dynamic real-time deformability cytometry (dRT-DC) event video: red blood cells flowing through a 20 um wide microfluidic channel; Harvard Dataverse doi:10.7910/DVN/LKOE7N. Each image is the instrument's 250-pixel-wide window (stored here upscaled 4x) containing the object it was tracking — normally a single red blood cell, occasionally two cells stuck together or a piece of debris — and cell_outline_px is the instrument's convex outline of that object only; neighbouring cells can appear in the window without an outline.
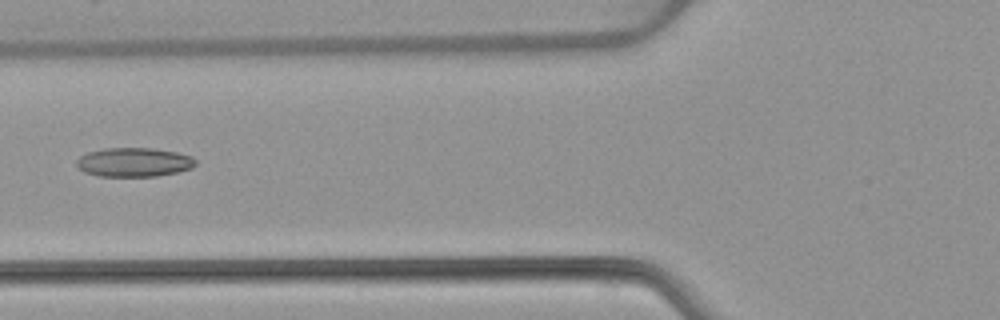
{"species": "common noctule bat (a hibernating species)", "species_latin": "Nyctalus noctula", "temperature_condition": "warm", "stored_images_in_passage": 6, "camera_frame_rate_fps": 3000, "um_per_image_px": 0.085, "animal": {"sex": "female", "body_mass_g": 22.7, "forearm_length_mm": 54.2}, "frame": {"image": 1, "passage_image": 6, "time_ms": 1.667, "image_size_px": [1000, 320], "cell_outline_px": [[196, 164], [192, 168], [176, 172], [156, 176], [100, 176], [84, 172], [76, 164], [76, 160], [80, 156], [88, 152], [104, 148], [152, 148], [176, 152], [192, 156], [196, 160]], "centroid_in_image_um": [11.39, 13.78], "position_along_channel_um": 114.4, "area_um2": 20.11}}